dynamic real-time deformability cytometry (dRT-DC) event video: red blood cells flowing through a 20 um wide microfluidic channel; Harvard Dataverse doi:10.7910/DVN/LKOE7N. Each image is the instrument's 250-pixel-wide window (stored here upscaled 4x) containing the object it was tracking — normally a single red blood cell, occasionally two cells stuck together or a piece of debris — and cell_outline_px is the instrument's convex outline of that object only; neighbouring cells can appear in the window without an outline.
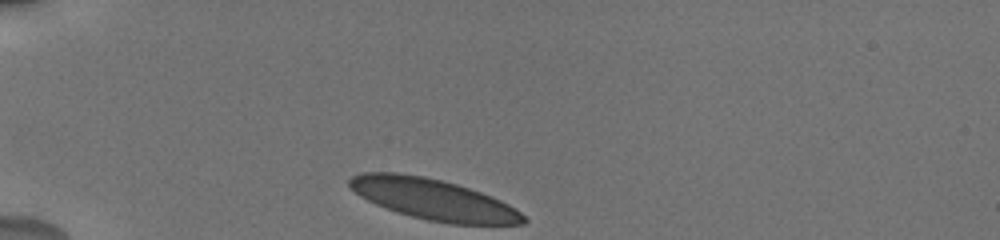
{"species": "human", "species_latin": "Homo sapiens", "temperature_condition": "cold", "stored_images_in_passage": 16, "camera_frame_rate_fps": 3000, "um_per_image_px": 0.085, "donor": {"sex": "male"}, "frame": {"image": 1, "passage_image": 1, "time_ms": 0.0, "image_size_px": [1000, 240], "cell_outline_px": [[528, 220], [524, 224], [452, 224], [428, 220], [412, 216], [376, 204], [360, 196], [348, 188], [348, 180], [352, 176], [364, 172], [396, 172], [424, 176], [456, 184], [492, 196], [508, 204], [520, 212]], "centroid_in_image_um": [36.82, 16.93], "position_along_channel_um": 48.2, "area_um2": 41.15}}
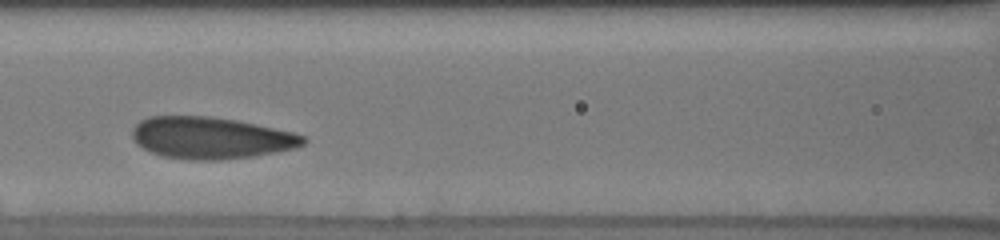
{"frame": {"image": 2, "passage_image": 6, "time_ms": 3.667, "image_size_px": [1000, 240], "cell_outline_px": [[308, 140], [304, 144], [292, 148], [256, 156], [220, 160], [192, 160], [164, 156], [152, 152], [136, 144], [132, 136], [132, 128], [140, 120], [148, 116], [212, 116], [236, 120], [256, 124], [292, 132], [304, 136]], "centroid_in_image_um": [17.9, 11.71], "position_along_channel_um": 148.7, "area_um2": 41.62}}
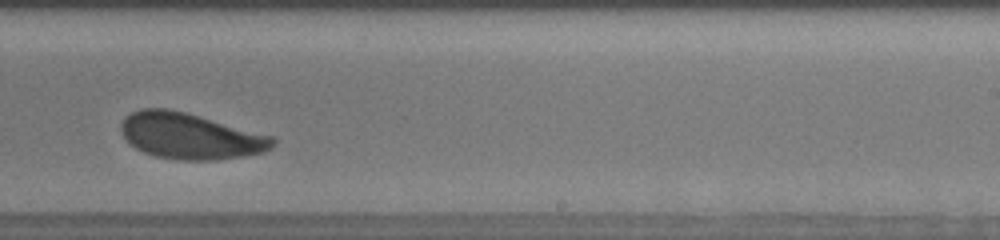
{"frame": {"image": 3, "passage_image": 11, "time_ms": 7.0, "image_size_px": [1000, 240], "cell_outline_px": [[276, 144], [272, 148], [264, 152], [244, 156], [216, 160], [180, 160], [156, 156], [144, 152], [136, 148], [124, 136], [120, 128], [120, 124], [124, 116], [140, 108], [168, 108], [200, 116], [272, 136], [276, 140]], "centroid_in_image_um": [16.17, 11.56], "position_along_channel_um": 272.8, "area_um2": 40.58}, "authors_computed_cell_mechanics": {"area_um2": 41.1536, "velocity_mm_per_s": 3.7383, "shape_relaxation_time_tau1_ms": 2.0644, "shape_relaxation_time_tau2_ms": 1.1977, "deformation_change_tau1": 0.1107, "deformation_change_tau2": 0.0638}}